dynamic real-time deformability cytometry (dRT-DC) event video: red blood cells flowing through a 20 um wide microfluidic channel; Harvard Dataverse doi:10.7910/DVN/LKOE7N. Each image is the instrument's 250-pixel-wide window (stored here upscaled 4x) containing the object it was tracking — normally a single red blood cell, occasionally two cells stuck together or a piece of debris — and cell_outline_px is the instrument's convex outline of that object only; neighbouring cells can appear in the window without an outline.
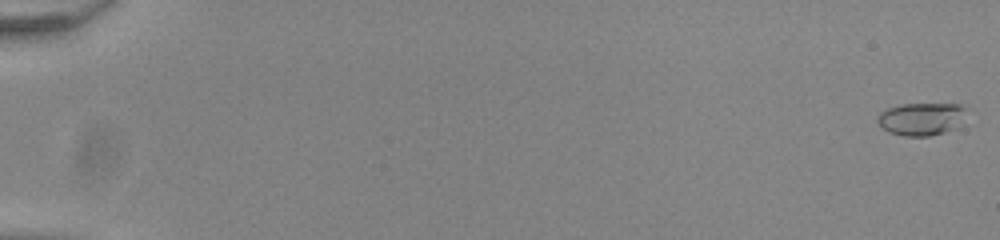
{"species": "common noctule bat (a hibernating species)", "species_latin": "Nyctalus noctula", "temperature_condition": "room temperature", "stored_images_in_passage": 55, "camera_frame_rate_fps": 3000, "um_per_image_px": 0.085, "animal": {"sex": "male", "body_mass_g": 20.0, "forearm_length_mm": 53.3}, "frame": {"image": 1, "passage_image": 1, "time_ms": 0.0, "image_size_px": [1000, 240], "cell_outline_px": [[964, 108], [956, 128], [944, 132], [928, 136], [904, 136], [888, 132], [876, 120], [880, 112], [888, 108], [900, 104], [956, 104]], "centroid_in_image_um": [78.23, 10.11], "position_along_channel_um": 6.8, "area_um2": 16.47}}
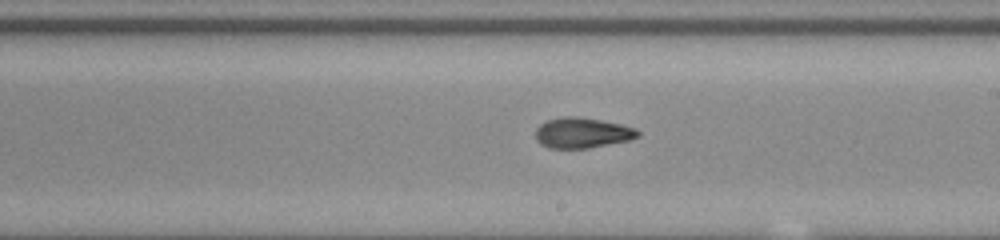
{"frame": {"image": 2, "passage_image": 34, "time_ms": 11.0, "image_size_px": [1000, 240], "cell_outline_px": [[640, 136], [632, 140], [588, 148], [548, 148], [540, 144], [536, 140], [536, 128], [540, 124], [548, 120], [564, 116], [576, 116], [600, 120], [620, 124], [636, 128], [640, 132]], "centroid_in_image_um": [49.51, 11.3], "position_along_channel_um": 239.5, "area_um2": 18.26}}
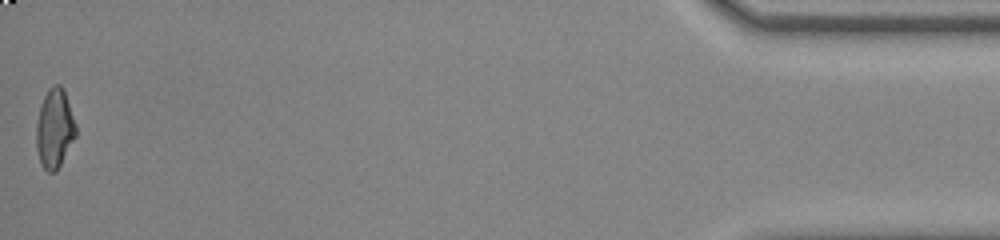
{"frame": {"image": 3, "passage_image": 55, "time_ms": 18.0, "image_size_px": [1000, 240], "cell_outline_px": [[76, 136], [56, 172], [48, 172], [40, 164], [36, 148], [36, 124], [40, 104], [48, 88], [52, 84], [60, 84], [64, 88], [76, 124]], "centroid_in_image_um": [4.63, 10.9], "position_along_channel_um": 430.6, "area_um2": 18.55}, "authors_computed_cell_mechanics": {"area_um2": 17.918, "velocity_mm_per_s": 3.9225, "shape_relaxation_time_tau1_ms": null, "shape_relaxation_time_tau2_ms": 1.5815, "deformation_change_tau1": null, "deformation_change_tau2": 0.0842}}